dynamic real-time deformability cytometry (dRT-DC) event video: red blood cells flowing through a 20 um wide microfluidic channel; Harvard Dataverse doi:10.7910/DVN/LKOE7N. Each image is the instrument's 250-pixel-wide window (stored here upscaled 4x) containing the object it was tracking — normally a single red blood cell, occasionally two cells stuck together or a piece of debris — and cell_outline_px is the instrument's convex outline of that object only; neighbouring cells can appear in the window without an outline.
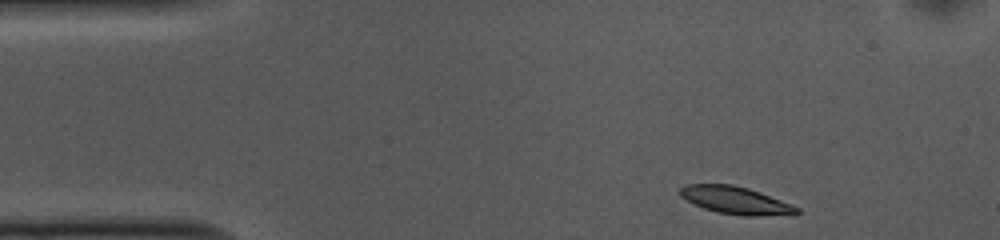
{"species": "common noctule bat (a hibernating species)", "species_latin": "Nyctalus noctula", "temperature_condition": "cold", "stored_images_in_passage": 47, "camera_frame_rate_fps": 3000, "um_per_image_px": 0.085, "animal": {"sex": "female", "body_mass_g": 10.0, "forearm_length_mm": 53.1}, "frame": {"image": 1, "passage_image": 1, "time_ms": 0.0, "image_size_px": [1000, 240], "cell_outline_px": [[800, 212], [796, 216], [744, 216], [716, 212], [704, 208], [680, 196], [680, 188], [688, 184], [732, 184], [748, 188], [760, 192], [792, 204], [800, 208]], "centroid_in_image_um": [62.64, 17.05], "position_along_channel_um": 22.4, "area_um2": 18.96}}
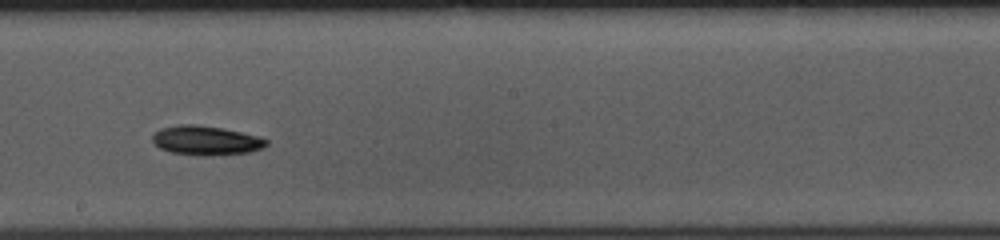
{"frame": {"image": 2, "passage_image": 23, "time_ms": 7.333, "image_size_px": [1000, 240], "cell_outline_px": [[268, 144], [264, 148], [248, 152], [208, 156], [204, 156], [172, 152], [160, 148], [152, 140], [152, 136], [160, 128], [180, 124], [196, 124], [224, 128], [256, 136], [268, 140]], "centroid_in_image_um": [17.51, 11.93], "position_along_channel_um": 230.7, "area_um2": 19.36}}
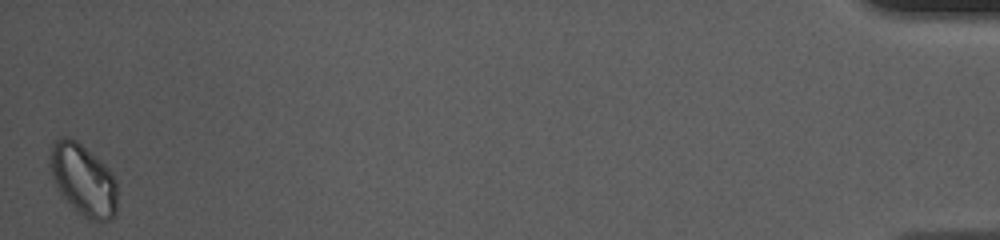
{"frame": {"image": 3, "passage_image": 47, "time_ms": 15.333, "image_size_px": [1000, 240], "cell_outline_px": [[116, 212], [112, 220], [88, 220], [76, 212], [60, 192], [52, 176], [48, 164], [48, 160], [52, 144], [60, 136], [68, 136], [76, 140], [100, 160], [112, 172], [116, 180]], "centroid_in_image_um": [7.06, 15.27], "position_along_channel_um": 428.1, "area_um2": 28.21}, "authors_computed_cell_mechanics": {"area_um2": 19.2474, "velocity_mm_per_s": 3.6802, "shape_relaxation_time_tau1_ms": 4.319, "shape_relaxation_time_tau2_ms": null, "deformation_change_tau1": 0.0843, "deformation_change_tau2": null}}